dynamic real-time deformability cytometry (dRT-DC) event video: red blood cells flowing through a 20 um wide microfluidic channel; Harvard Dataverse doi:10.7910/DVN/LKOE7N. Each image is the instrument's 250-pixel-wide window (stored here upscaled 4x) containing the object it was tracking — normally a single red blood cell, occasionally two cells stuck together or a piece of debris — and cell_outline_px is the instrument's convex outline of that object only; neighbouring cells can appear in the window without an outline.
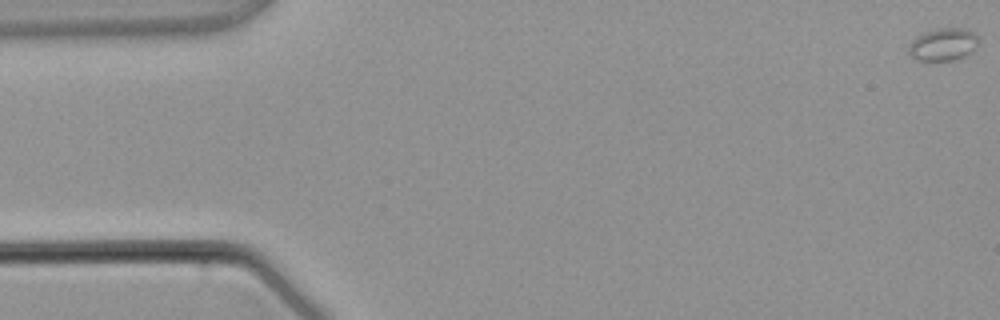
{"species": "common noctule bat (a hibernating species)", "species_latin": "Nyctalus noctula", "temperature_condition": "warm", "stored_images_in_passage": 4, "camera_frame_rate_fps": 3000, "um_per_image_px": 0.085, "animal": {"sex": "male", "body_mass_g": 21.5, "forearm_length_mm": 52.0}, "frame": {"image": 1, "passage_image": 1, "time_ms": 0.0, "image_size_px": [1000, 320], "cell_outline_px": [[976, 48], [964, 56], [952, 60], [916, 60], [908, 52], [908, 44], [916, 36], [924, 32], [936, 28], [964, 28], [972, 32], [976, 36]], "centroid_in_image_um": [80.11, 3.77], "position_along_channel_um": 4.9, "area_um2": 13.12}}